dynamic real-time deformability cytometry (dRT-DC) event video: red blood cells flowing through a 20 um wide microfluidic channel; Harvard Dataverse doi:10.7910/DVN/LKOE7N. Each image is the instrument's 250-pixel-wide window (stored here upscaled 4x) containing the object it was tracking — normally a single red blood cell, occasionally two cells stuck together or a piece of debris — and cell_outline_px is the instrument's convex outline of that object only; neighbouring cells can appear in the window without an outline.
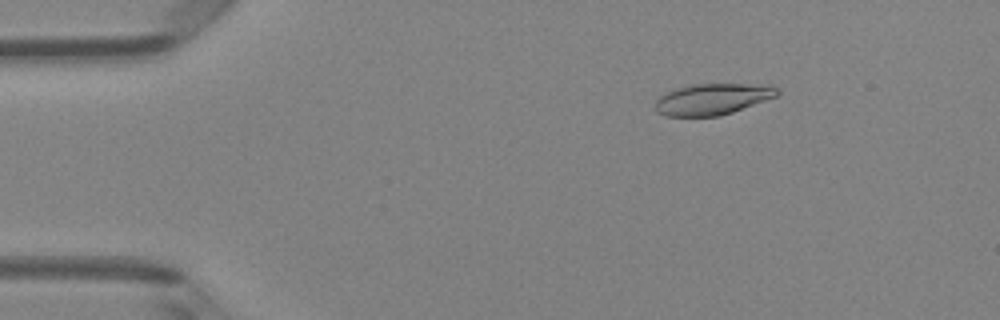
{"species": "Egyptian fruit bat (a non-hibernating species)", "species_latin": "Rousettus aegyptiacus", "temperature_condition": "room temperature", "stored_images_in_passage": 50, "camera_frame_rate_fps": 3000, "um_per_image_px": 0.085, "animal": {"sex": "female"}, "frame": {"image": 1, "passage_image": 8, "time_ms": 2.333, "image_size_px": [1000, 320], "cell_outline_px": [[780, 92], [776, 96], [732, 112], [720, 116], [668, 116], [656, 112], [656, 100], [660, 96], [676, 88], [692, 84], [768, 84], [780, 88]], "centroid_in_image_um": [60.59, 8.41], "position_along_channel_um": 24.4, "area_um2": 22.14}}
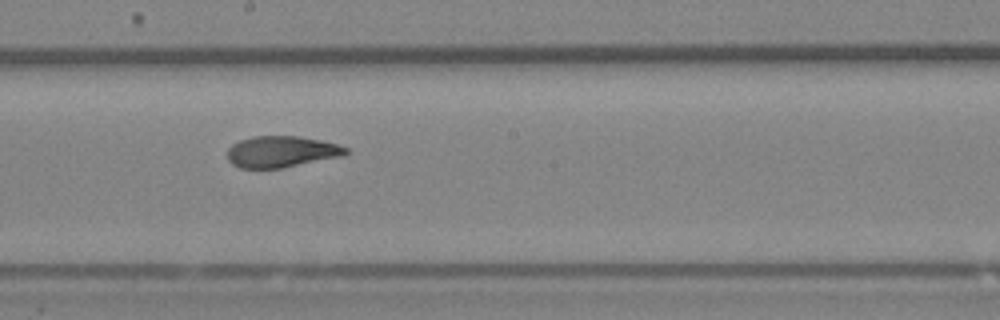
{"frame": {"image": 2, "passage_image": 28, "time_ms": 9.0, "image_size_px": [1000, 320], "cell_outline_px": [[348, 152], [344, 156], [280, 168], [240, 168], [232, 164], [228, 160], [228, 148], [232, 144], [240, 140], [252, 136], [300, 136], [320, 140], [336, 144], [348, 148]], "centroid_in_image_um": [23.92, 12.89], "position_along_channel_um": 224.3, "area_um2": 21.62}}
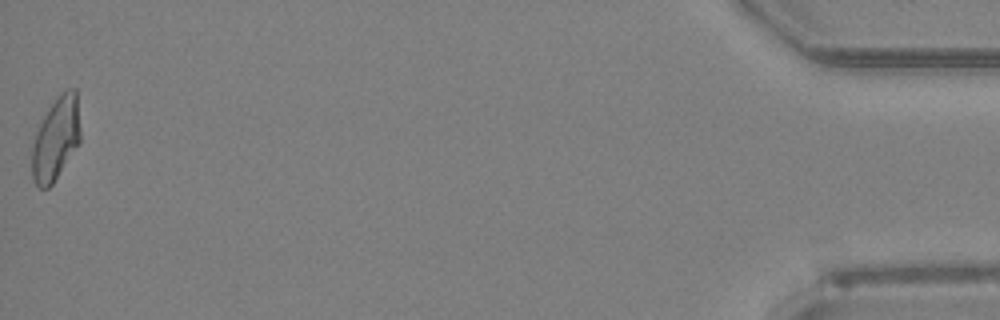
{"frame": {"image": 3, "passage_image": 50, "time_ms": 16.333, "image_size_px": [1000, 320], "cell_outline_px": [[80, 140], [52, 184], [48, 188], [40, 188], [32, 180], [32, 144], [36, 132], [48, 108], [60, 92], [68, 88], [76, 88], [80, 128]], "centroid_in_image_um": [4.74, 11.76], "position_along_channel_um": 430.5, "area_um2": 23.18}, "authors_computed_cell_mechanics": {"area_um2": 22.4842, "velocity_mm_per_s": 4.111, "shape_relaxation_time_tau1_ms": 7.7104, "shape_relaxation_time_tau2_ms": 1.9044, "deformation_change_tau1": 0.2255, "deformation_change_tau2": 0.0903}}